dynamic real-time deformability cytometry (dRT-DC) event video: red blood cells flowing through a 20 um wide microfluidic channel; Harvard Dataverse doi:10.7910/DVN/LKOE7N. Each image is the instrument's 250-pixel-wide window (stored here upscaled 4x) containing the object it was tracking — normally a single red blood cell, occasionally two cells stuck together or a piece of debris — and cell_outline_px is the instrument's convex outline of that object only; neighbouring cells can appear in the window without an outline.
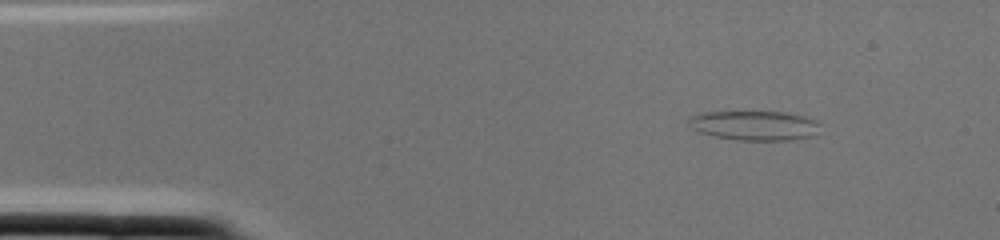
{"species": "common noctule bat (a hibernating species)", "species_latin": "Nyctalus noctula", "temperature_condition": "cold", "stored_images_in_passage": 4, "segment_of_instrument_passage": [2, 2], "camera_frame_rate_fps": 3000, "um_per_image_px": 0.085, "animal": {"sex": "female", "body_mass_g": 22.0, "forearm_length_mm": 56.7}, "frame": {"image": 1, "passage_image": 4, "time_ms": 1.0, "image_size_px": [1000, 240], "cell_outline_px": [[820, 124], [812, 136], [788, 140], [736, 140], [716, 136], [700, 132], [692, 128], [688, 124], [688, 116], [700, 112], [784, 112], [804, 116], [816, 120]], "centroid_in_image_um": [64.08, 10.66], "position_along_channel_um": 20.9, "area_um2": 22.54}}